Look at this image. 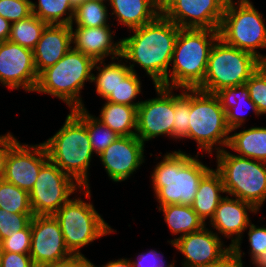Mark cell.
<instances>
[{"label":"cell","mask_w":266,"mask_h":267,"mask_svg":"<svg viewBox=\"0 0 266 267\" xmlns=\"http://www.w3.org/2000/svg\"><path fill=\"white\" fill-rule=\"evenodd\" d=\"M179 29L161 13L152 22L129 30L133 34L121 39V58L129 62L132 72L137 73L136 65L143 68L154 86L168 87L169 67Z\"/></svg>","instance_id":"6da1fadb"},{"label":"cell","mask_w":266,"mask_h":267,"mask_svg":"<svg viewBox=\"0 0 266 267\" xmlns=\"http://www.w3.org/2000/svg\"><path fill=\"white\" fill-rule=\"evenodd\" d=\"M197 155L180 149L166 152L151 172L152 188L160 206L182 204L191 206L202 178L212 169Z\"/></svg>","instance_id":"7a4b0ae2"},{"label":"cell","mask_w":266,"mask_h":267,"mask_svg":"<svg viewBox=\"0 0 266 267\" xmlns=\"http://www.w3.org/2000/svg\"><path fill=\"white\" fill-rule=\"evenodd\" d=\"M43 143L52 163L83 188H91L88 170L94 153L85 126L84 107L70 110L63 126Z\"/></svg>","instance_id":"3957f363"},{"label":"cell","mask_w":266,"mask_h":267,"mask_svg":"<svg viewBox=\"0 0 266 267\" xmlns=\"http://www.w3.org/2000/svg\"><path fill=\"white\" fill-rule=\"evenodd\" d=\"M219 30L180 28L168 73V87L196 89L204 80Z\"/></svg>","instance_id":"277c9868"},{"label":"cell","mask_w":266,"mask_h":267,"mask_svg":"<svg viewBox=\"0 0 266 267\" xmlns=\"http://www.w3.org/2000/svg\"><path fill=\"white\" fill-rule=\"evenodd\" d=\"M95 61L71 48L55 65L43 70L34 92L59 98L73 110L83 108L81 90L85 82L91 83Z\"/></svg>","instance_id":"5b68a950"},{"label":"cell","mask_w":266,"mask_h":267,"mask_svg":"<svg viewBox=\"0 0 266 267\" xmlns=\"http://www.w3.org/2000/svg\"><path fill=\"white\" fill-rule=\"evenodd\" d=\"M229 135L226 112L218 97L198 89H190L188 139L196 141L197 149L210 156L212 152L218 153L227 148Z\"/></svg>","instance_id":"8992f818"},{"label":"cell","mask_w":266,"mask_h":267,"mask_svg":"<svg viewBox=\"0 0 266 267\" xmlns=\"http://www.w3.org/2000/svg\"><path fill=\"white\" fill-rule=\"evenodd\" d=\"M215 154V170L227 195L248 202L259 211L266 200V163L237 156L226 148Z\"/></svg>","instance_id":"52a82bcc"},{"label":"cell","mask_w":266,"mask_h":267,"mask_svg":"<svg viewBox=\"0 0 266 267\" xmlns=\"http://www.w3.org/2000/svg\"><path fill=\"white\" fill-rule=\"evenodd\" d=\"M262 64L253 54L218 38L209 54L205 78L196 89L215 94L223 88L245 84Z\"/></svg>","instance_id":"ba28073f"},{"label":"cell","mask_w":266,"mask_h":267,"mask_svg":"<svg viewBox=\"0 0 266 267\" xmlns=\"http://www.w3.org/2000/svg\"><path fill=\"white\" fill-rule=\"evenodd\" d=\"M53 216L72 255H84L81 252L83 247L116 232L96 211L93 203L84 202L81 197L71 198Z\"/></svg>","instance_id":"9c48e42d"},{"label":"cell","mask_w":266,"mask_h":267,"mask_svg":"<svg viewBox=\"0 0 266 267\" xmlns=\"http://www.w3.org/2000/svg\"><path fill=\"white\" fill-rule=\"evenodd\" d=\"M263 14L252 4H235L225 7L219 28V38L227 45L247 51L262 62L266 55L260 50L266 49V24Z\"/></svg>","instance_id":"30bf717a"},{"label":"cell","mask_w":266,"mask_h":267,"mask_svg":"<svg viewBox=\"0 0 266 267\" xmlns=\"http://www.w3.org/2000/svg\"><path fill=\"white\" fill-rule=\"evenodd\" d=\"M78 189L86 199L91 198V189L80 186L49 160L40 169L36 182L29 192L34 216L54 215Z\"/></svg>","instance_id":"8fae6325"},{"label":"cell","mask_w":266,"mask_h":267,"mask_svg":"<svg viewBox=\"0 0 266 267\" xmlns=\"http://www.w3.org/2000/svg\"><path fill=\"white\" fill-rule=\"evenodd\" d=\"M154 87L157 96L142 100L137 108L136 136L144 144L146 141L163 135L172 138L174 122L173 93L178 88H169L162 85Z\"/></svg>","instance_id":"7c38bea8"},{"label":"cell","mask_w":266,"mask_h":267,"mask_svg":"<svg viewBox=\"0 0 266 267\" xmlns=\"http://www.w3.org/2000/svg\"><path fill=\"white\" fill-rule=\"evenodd\" d=\"M33 50L10 41L0 42V83L9 90L34 92L38 83Z\"/></svg>","instance_id":"4fadbf2b"},{"label":"cell","mask_w":266,"mask_h":267,"mask_svg":"<svg viewBox=\"0 0 266 267\" xmlns=\"http://www.w3.org/2000/svg\"><path fill=\"white\" fill-rule=\"evenodd\" d=\"M224 11L221 0H171L161 13L179 28L219 30Z\"/></svg>","instance_id":"5bb4252c"},{"label":"cell","mask_w":266,"mask_h":267,"mask_svg":"<svg viewBox=\"0 0 266 267\" xmlns=\"http://www.w3.org/2000/svg\"><path fill=\"white\" fill-rule=\"evenodd\" d=\"M29 255L35 267L70 257L58 221L53 215L31 219V249Z\"/></svg>","instance_id":"9a60e30c"},{"label":"cell","mask_w":266,"mask_h":267,"mask_svg":"<svg viewBox=\"0 0 266 267\" xmlns=\"http://www.w3.org/2000/svg\"><path fill=\"white\" fill-rule=\"evenodd\" d=\"M49 161L44 143L23 144L18 141L9 151L4 180L30 192L40 169Z\"/></svg>","instance_id":"2e32d148"},{"label":"cell","mask_w":266,"mask_h":267,"mask_svg":"<svg viewBox=\"0 0 266 267\" xmlns=\"http://www.w3.org/2000/svg\"><path fill=\"white\" fill-rule=\"evenodd\" d=\"M249 212L257 214L259 211L248 202L225 195L208 222L209 227L218 231L215 232L217 235L221 234L224 238L232 239L229 246L241 259L245 254L241 250L242 236L251 223Z\"/></svg>","instance_id":"e0dca14e"},{"label":"cell","mask_w":266,"mask_h":267,"mask_svg":"<svg viewBox=\"0 0 266 267\" xmlns=\"http://www.w3.org/2000/svg\"><path fill=\"white\" fill-rule=\"evenodd\" d=\"M145 144L136 136H119L98 157L109 179L122 182L145 162Z\"/></svg>","instance_id":"ac0fdd59"},{"label":"cell","mask_w":266,"mask_h":267,"mask_svg":"<svg viewBox=\"0 0 266 267\" xmlns=\"http://www.w3.org/2000/svg\"><path fill=\"white\" fill-rule=\"evenodd\" d=\"M220 237L212 228L204 226L201 230L178 238L171 245L184 256L182 267H205L218 261L231 249Z\"/></svg>","instance_id":"d6986e66"},{"label":"cell","mask_w":266,"mask_h":267,"mask_svg":"<svg viewBox=\"0 0 266 267\" xmlns=\"http://www.w3.org/2000/svg\"><path fill=\"white\" fill-rule=\"evenodd\" d=\"M73 27L71 26L72 48L76 51L82 52L94 61L105 60L108 56H111V60L121 56L122 42L121 39L114 42L115 31L111 30V26L75 29Z\"/></svg>","instance_id":"ffe728a7"},{"label":"cell","mask_w":266,"mask_h":267,"mask_svg":"<svg viewBox=\"0 0 266 267\" xmlns=\"http://www.w3.org/2000/svg\"><path fill=\"white\" fill-rule=\"evenodd\" d=\"M70 25H50L43 30L41 38L33 49L38 75L55 65L72 48Z\"/></svg>","instance_id":"44dd1931"},{"label":"cell","mask_w":266,"mask_h":267,"mask_svg":"<svg viewBox=\"0 0 266 267\" xmlns=\"http://www.w3.org/2000/svg\"><path fill=\"white\" fill-rule=\"evenodd\" d=\"M109 5L118 26L129 30L150 23L161 14L157 0H110Z\"/></svg>","instance_id":"7402d4cb"},{"label":"cell","mask_w":266,"mask_h":267,"mask_svg":"<svg viewBox=\"0 0 266 267\" xmlns=\"http://www.w3.org/2000/svg\"><path fill=\"white\" fill-rule=\"evenodd\" d=\"M215 95L220 100L221 106L226 112V122L231 134L240 127L242 128V125L246 121L245 114L242 112L244 111L242 108H245V105H249V108L253 110L255 115H260L256 105L250 99L249 89L246 84L223 88L216 92ZM243 103L245 105H242Z\"/></svg>","instance_id":"603a6c76"},{"label":"cell","mask_w":266,"mask_h":267,"mask_svg":"<svg viewBox=\"0 0 266 267\" xmlns=\"http://www.w3.org/2000/svg\"><path fill=\"white\" fill-rule=\"evenodd\" d=\"M226 194L222 178L220 174L211 169L200 181L194 201L191 205L192 209L206 224V220L213 217L220 201L224 198L222 194Z\"/></svg>","instance_id":"cb8c5ba5"},{"label":"cell","mask_w":266,"mask_h":267,"mask_svg":"<svg viewBox=\"0 0 266 267\" xmlns=\"http://www.w3.org/2000/svg\"><path fill=\"white\" fill-rule=\"evenodd\" d=\"M242 129L229 135L227 148L236 152L237 156L266 163V127Z\"/></svg>","instance_id":"d4e9b609"},{"label":"cell","mask_w":266,"mask_h":267,"mask_svg":"<svg viewBox=\"0 0 266 267\" xmlns=\"http://www.w3.org/2000/svg\"><path fill=\"white\" fill-rule=\"evenodd\" d=\"M158 211H162L164 215V220L168 225L171 234L178 235L174 240L168 241L169 244L174 243L178 238L183 237L184 235L190 234L201 230L207 224L198 216V214L192 209L191 206L174 204V205H165L157 206Z\"/></svg>","instance_id":"484cf974"},{"label":"cell","mask_w":266,"mask_h":267,"mask_svg":"<svg viewBox=\"0 0 266 267\" xmlns=\"http://www.w3.org/2000/svg\"><path fill=\"white\" fill-rule=\"evenodd\" d=\"M96 118L119 136L136 135V107L105 101L99 116Z\"/></svg>","instance_id":"4316f807"},{"label":"cell","mask_w":266,"mask_h":267,"mask_svg":"<svg viewBox=\"0 0 266 267\" xmlns=\"http://www.w3.org/2000/svg\"><path fill=\"white\" fill-rule=\"evenodd\" d=\"M116 59L118 62H115ZM94 69L98 72L96 76L92 73L91 83H95L96 93L102 99H105L110 93H114L118 84L131 72V69L123 61V58L121 59V56L112 59L110 64H105V60L95 61Z\"/></svg>","instance_id":"83f0119b"},{"label":"cell","mask_w":266,"mask_h":267,"mask_svg":"<svg viewBox=\"0 0 266 267\" xmlns=\"http://www.w3.org/2000/svg\"><path fill=\"white\" fill-rule=\"evenodd\" d=\"M74 8L71 0H38L37 3L31 1L32 14L50 25H70Z\"/></svg>","instance_id":"f1b7e54d"},{"label":"cell","mask_w":266,"mask_h":267,"mask_svg":"<svg viewBox=\"0 0 266 267\" xmlns=\"http://www.w3.org/2000/svg\"><path fill=\"white\" fill-rule=\"evenodd\" d=\"M48 24L31 14L11 24L8 41L33 50Z\"/></svg>","instance_id":"f546056e"},{"label":"cell","mask_w":266,"mask_h":267,"mask_svg":"<svg viewBox=\"0 0 266 267\" xmlns=\"http://www.w3.org/2000/svg\"><path fill=\"white\" fill-rule=\"evenodd\" d=\"M106 3L86 0L74 8V15L70 26L76 25L75 28H96L109 25V13ZM75 23V24H74Z\"/></svg>","instance_id":"4dcf8cb0"},{"label":"cell","mask_w":266,"mask_h":267,"mask_svg":"<svg viewBox=\"0 0 266 267\" xmlns=\"http://www.w3.org/2000/svg\"><path fill=\"white\" fill-rule=\"evenodd\" d=\"M0 208L11 213H33L29 192L0 180Z\"/></svg>","instance_id":"1f68e13d"},{"label":"cell","mask_w":266,"mask_h":267,"mask_svg":"<svg viewBox=\"0 0 266 267\" xmlns=\"http://www.w3.org/2000/svg\"><path fill=\"white\" fill-rule=\"evenodd\" d=\"M85 108V126L90 139L93 153L99 156L119 135L103 124L96 116L92 115Z\"/></svg>","instance_id":"d6a6232c"},{"label":"cell","mask_w":266,"mask_h":267,"mask_svg":"<svg viewBox=\"0 0 266 267\" xmlns=\"http://www.w3.org/2000/svg\"><path fill=\"white\" fill-rule=\"evenodd\" d=\"M140 80L139 74L131 71L121 83L118 84L114 93H110L104 100L138 108L142 100L137 102L134 100L142 92V82Z\"/></svg>","instance_id":"836d02e7"},{"label":"cell","mask_w":266,"mask_h":267,"mask_svg":"<svg viewBox=\"0 0 266 267\" xmlns=\"http://www.w3.org/2000/svg\"><path fill=\"white\" fill-rule=\"evenodd\" d=\"M181 93H174V122L173 139H188L190 116V89H181Z\"/></svg>","instance_id":"e575fe53"},{"label":"cell","mask_w":266,"mask_h":267,"mask_svg":"<svg viewBox=\"0 0 266 267\" xmlns=\"http://www.w3.org/2000/svg\"><path fill=\"white\" fill-rule=\"evenodd\" d=\"M245 84L260 116L266 115V67L262 64Z\"/></svg>","instance_id":"d590c367"},{"label":"cell","mask_w":266,"mask_h":267,"mask_svg":"<svg viewBox=\"0 0 266 267\" xmlns=\"http://www.w3.org/2000/svg\"><path fill=\"white\" fill-rule=\"evenodd\" d=\"M33 216V213H11L0 208V242L25 229Z\"/></svg>","instance_id":"8d00e7d4"},{"label":"cell","mask_w":266,"mask_h":267,"mask_svg":"<svg viewBox=\"0 0 266 267\" xmlns=\"http://www.w3.org/2000/svg\"><path fill=\"white\" fill-rule=\"evenodd\" d=\"M32 0H0V16L11 24L32 14Z\"/></svg>","instance_id":"74e56055"},{"label":"cell","mask_w":266,"mask_h":267,"mask_svg":"<svg viewBox=\"0 0 266 267\" xmlns=\"http://www.w3.org/2000/svg\"><path fill=\"white\" fill-rule=\"evenodd\" d=\"M31 249V222L23 230L3 239L0 242V252H14L19 254H29Z\"/></svg>","instance_id":"f35d334b"},{"label":"cell","mask_w":266,"mask_h":267,"mask_svg":"<svg viewBox=\"0 0 266 267\" xmlns=\"http://www.w3.org/2000/svg\"><path fill=\"white\" fill-rule=\"evenodd\" d=\"M249 254L253 262L264 250H266V227L256 226L252 222L248 226Z\"/></svg>","instance_id":"ab89813d"},{"label":"cell","mask_w":266,"mask_h":267,"mask_svg":"<svg viewBox=\"0 0 266 267\" xmlns=\"http://www.w3.org/2000/svg\"><path fill=\"white\" fill-rule=\"evenodd\" d=\"M164 255L155 249L137 255L136 260H131L133 267H175V260L167 263ZM167 263V264H166Z\"/></svg>","instance_id":"60d3db41"},{"label":"cell","mask_w":266,"mask_h":267,"mask_svg":"<svg viewBox=\"0 0 266 267\" xmlns=\"http://www.w3.org/2000/svg\"><path fill=\"white\" fill-rule=\"evenodd\" d=\"M1 267H35L29 254L0 252Z\"/></svg>","instance_id":"b9f144b4"},{"label":"cell","mask_w":266,"mask_h":267,"mask_svg":"<svg viewBox=\"0 0 266 267\" xmlns=\"http://www.w3.org/2000/svg\"><path fill=\"white\" fill-rule=\"evenodd\" d=\"M17 142L18 140L11 132L6 133V136L0 141V180L4 178L8 153Z\"/></svg>","instance_id":"7bdbcfd3"},{"label":"cell","mask_w":266,"mask_h":267,"mask_svg":"<svg viewBox=\"0 0 266 267\" xmlns=\"http://www.w3.org/2000/svg\"><path fill=\"white\" fill-rule=\"evenodd\" d=\"M91 261L84 255H71L70 257L39 267H91Z\"/></svg>","instance_id":"ee69618b"},{"label":"cell","mask_w":266,"mask_h":267,"mask_svg":"<svg viewBox=\"0 0 266 267\" xmlns=\"http://www.w3.org/2000/svg\"><path fill=\"white\" fill-rule=\"evenodd\" d=\"M242 259L231 248L226 254H224L218 261L213 262L205 267H245L243 266Z\"/></svg>","instance_id":"f6af8a7d"},{"label":"cell","mask_w":266,"mask_h":267,"mask_svg":"<svg viewBox=\"0 0 266 267\" xmlns=\"http://www.w3.org/2000/svg\"><path fill=\"white\" fill-rule=\"evenodd\" d=\"M11 23L0 16V42L8 41Z\"/></svg>","instance_id":"bcb514c9"},{"label":"cell","mask_w":266,"mask_h":267,"mask_svg":"<svg viewBox=\"0 0 266 267\" xmlns=\"http://www.w3.org/2000/svg\"><path fill=\"white\" fill-rule=\"evenodd\" d=\"M91 267H133V265L129 258H121L118 260L115 259L114 261H108L102 266H95L93 263H91Z\"/></svg>","instance_id":"7dc6e473"},{"label":"cell","mask_w":266,"mask_h":267,"mask_svg":"<svg viewBox=\"0 0 266 267\" xmlns=\"http://www.w3.org/2000/svg\"><path fill=\"white\" fill-rule=\"evenodd\" d=\"M255 267H266V250L261 252V254L252 262Z\"/></svg>","instance_id":"c3c4849f"},{"label":"cell","mask_w":266,"mask_h":267,"mask_svg":"<svg viewBox=\"0 0 266 267\" xmlns=\"http://www.w3.org/2000/svg\"><path fill=\"white\" fill-rule=\"evenodd\" d=\"M223 5L225 7L231 6V5H241V4H252V2L250 0H236V2L234 0H221Z\"/></svg>","instance_id":"681fc988"},{"label":"cell","mask_w":266,"mask_h":267,"mask_svg":"<svg viewBox=\"0 0 266 267\" xmlns=\"http://www.w3.org/2000/svg\"><path fill=\"white\" fill-rule=\"evenodd\" d=\"M171 0H157L160 9L162 10Z\"/></svg>","instance_id":"f907efd6"},{"label":"cell","mask_w":266,"mask_h":267,"mask_svg":"<svg viewBox=\"0 0 266 267\" xmlns=\"http://www.w3.org/2000/svg\"><path fill=\"white\" fill-rule=\"evenodd\" d=\"M85 1H86V0H71L72 5H73L74 7H76V6L80 5V4H82V3L85 2Z\"/></svg>","instance_id":"816d5d0a"},{"label":"cell","mask_w":266,"mask_h":267,"mask_svg":"<svg viewBox=\"0 0 266 267\" xmlns=\"http://www.w3.org/2000/svg\"><path fill=\"white\" fill-rule=\"evenodd\" d=\"M93 1H96V2H101V3H107L109 4L110 0H93Z\"/></svg>","instance_id":"f5cc1de1"},{"label":"cell","mask_w":266,"mask_h":267,"mask_svg":"<svg viewBox=\"0 0 266 267\" xmlns=\"http://www.w3.org/2000/svg\"><path fill=\"white\" fill-rule=\"evenodd\" d=\"M5 136H6V134H5V135H0V141H1Z\"/></svg>","instance_id":"db71d44e"},{"label":"cell","mask_w":266,"mask_h":267,"mask_svg":"<svg viewBox=\"0 0 266 267\" xmlns=\"http://www.w3.org/2000/svg\"><path fill=\"white\" fill-rule=\"evenodd\" d=\"M263 65L266 67V59L263 61Z\"/></svg>","instance_id":"11a10c76"}]
</instances>
